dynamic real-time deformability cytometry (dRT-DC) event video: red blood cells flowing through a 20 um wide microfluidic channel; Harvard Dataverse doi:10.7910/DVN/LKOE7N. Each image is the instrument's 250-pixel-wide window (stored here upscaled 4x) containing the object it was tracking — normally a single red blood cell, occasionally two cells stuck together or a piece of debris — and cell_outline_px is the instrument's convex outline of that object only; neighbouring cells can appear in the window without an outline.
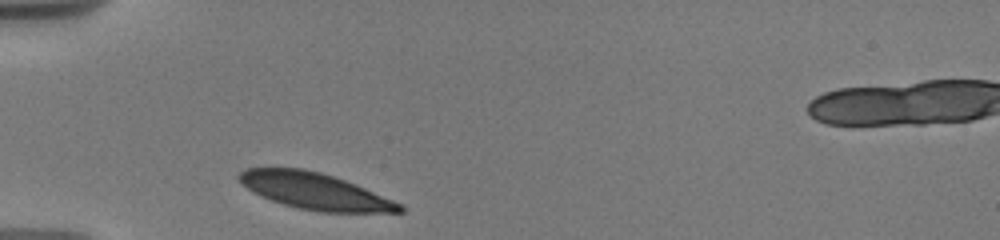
{"species": "human", "species_latin": "Homo sapiens", "temperature_condition": "warm", "stored_images_in_passage": 2, "camera_frame_rate_fps": 3000, "um_per_image_px": 0.085, "donor": {"sex": "male"}, "frame": {"image": 1, "passage_image": 1, "time_ms": 0.0, "image_size_px": [1000, 240], "cell_outline_px": [[404, 212], [320, 212], [296, 208], [260, 196], [248, 188], [236, 176], [240, 172], [248, 168], [304, 168], [320, 172], [356, 184], [404, 204]], "centroid_in_image_um": [26.81, 16.25], "position_along_channel_um": 58.2, "area_um2": 33.99}}